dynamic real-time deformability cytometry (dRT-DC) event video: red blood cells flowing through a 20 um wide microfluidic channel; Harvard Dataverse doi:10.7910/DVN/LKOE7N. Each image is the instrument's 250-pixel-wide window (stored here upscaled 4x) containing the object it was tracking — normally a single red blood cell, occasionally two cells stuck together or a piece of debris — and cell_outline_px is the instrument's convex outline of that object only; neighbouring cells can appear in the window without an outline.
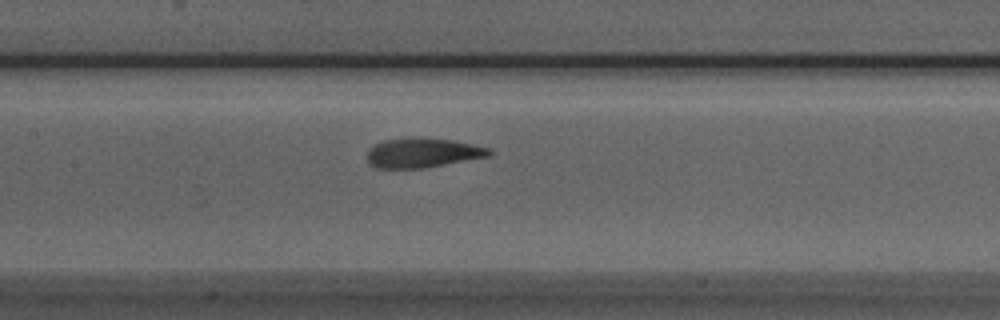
{"species": "Egyptian fruit bat (a non-hibernating species)", "species_latin": "Rousettus aegyptiacus", "temperature_condition": "room temperature", "stored_images_in_passage": 31, "camera_frame_rate_fps": 3000, "um_per_image_px": 0.085, "animal": {"sex": "male"}, "frame": {"image": 1, "passage_image": 9, "time_ms": 2.667, "image_size_px": [1000, 320], "cell_outline_px": [[496, 152], [492, 156], [424, 168], [376, 168], [368, 160], [368, 148], [384, 140], [412, 136], [420, 136], [452, 140], [492, 148]], "centroid_in_image_um": [36.0, 12.97], "position_along_channel_um": 171.4, "area_um2": 21.5}}
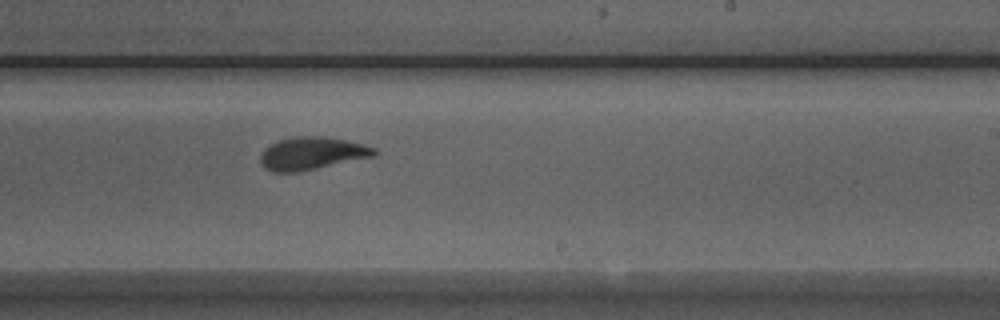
{"frame": {"image": 2, "passage_image": 16, "time_ms": 5.0, "image_size_px": [1000, 320], "cell_outline_px": [[376, 156], [296, 172], [272, 172], [264, 168], [260, 160], [260, 156], [264, 148], [280, 140], [292, 136], [324, 136], [364, 144], [376, 148]], "centroid_in_image_um": [26.51, 13.03], "position_along_channel_um": 262.5, "area_um2": 21.62}}
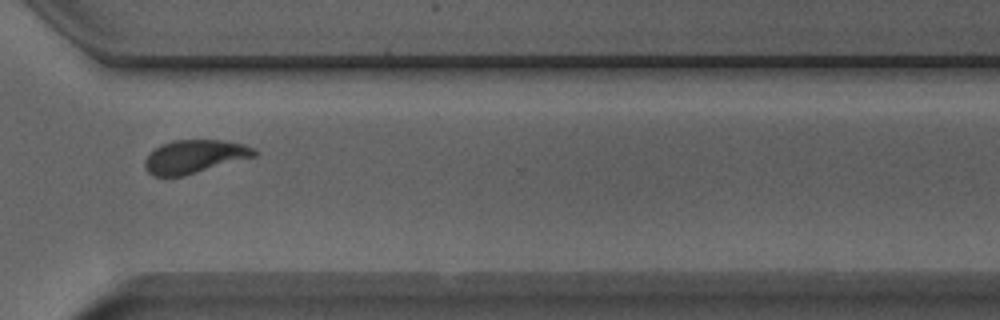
{"frame": {"image": 3, "passage_image": 23, "time_ms": 7.333, "image_size_px": [1000, 320], "cell_outline_px": [[260, 152], [256, 156], [184, 176], [152, 176], [144, 168], [144, 160], [148, 152], [160, 144], [172, 140], [220, 140], [244, 144], [256, 148]], "centroid_in_image_um": [16.52, 13.3], "position_along_channel_um": 354.1, "area_um2": 21.62}, "authors_computed_cell_mechanics": {"area_um2": 21.6172, "velocity_mm_per_s": 3.9168, "shape_relaxation_time_tau1_ms": 4.2385, "shape_relaxation_time_tau2_ms": 0.9298, "deformation_change_tau1": 0.1645, "deformation_change_tau2": 0.0794}}